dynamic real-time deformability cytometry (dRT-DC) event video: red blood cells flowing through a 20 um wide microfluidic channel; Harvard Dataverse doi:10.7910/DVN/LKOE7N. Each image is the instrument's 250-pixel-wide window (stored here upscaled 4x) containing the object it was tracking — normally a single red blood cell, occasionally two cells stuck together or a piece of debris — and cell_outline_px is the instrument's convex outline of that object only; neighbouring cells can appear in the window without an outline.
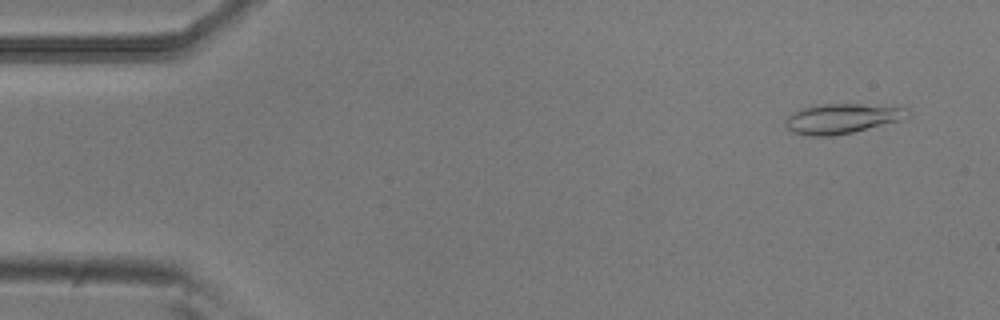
{"species": "common noctule bat (a hibernating species)", "species_latin": "Nyctalus noctula", "temperature_condition": "room temperature", "stored_images_in_passage": 16, "camera_frame_rate_fps": 3000, "um_per_image_px": 0.085, "animal": {"sex": "male", "body_mass_g": 20.5, "forearm_length_mm": 52.5}, "frame": {"image": 1, "passage_image": 3, "time_ms": 0.667, "image_size_px": [1000, 320], "cell_outline_px": [[912, 112], [908, 116], [900, 120], [852, 132], [828, 136], [808, 136], [792, 132], [784, 124], [784, 120], [792, 112], [816, 104], [860, 104], [904, 108]], "centroid_in_image_um": [71.5, 10.08], "position_along_channel_um": 13.5, "area_um2": 21.04}}
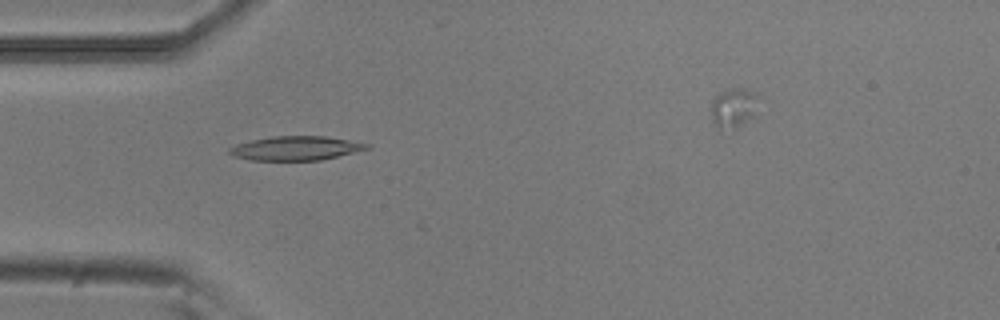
{"frame": {"image": 2, "passage_image": 15, "time_ms": 4.667, "image_size_px": [1000, 320], "cell_outline_px": [[372, 148], [320, 160], [252, 160], [232, 156], [228, 152], [228, 148], [236, 144], [252, 140], [272, 136], [324, 136], [372, 144]], "centroid_in_image_um": [25.15, 12.6], "position_along_channel_um": 59.9, "area_um2": 19.31}}